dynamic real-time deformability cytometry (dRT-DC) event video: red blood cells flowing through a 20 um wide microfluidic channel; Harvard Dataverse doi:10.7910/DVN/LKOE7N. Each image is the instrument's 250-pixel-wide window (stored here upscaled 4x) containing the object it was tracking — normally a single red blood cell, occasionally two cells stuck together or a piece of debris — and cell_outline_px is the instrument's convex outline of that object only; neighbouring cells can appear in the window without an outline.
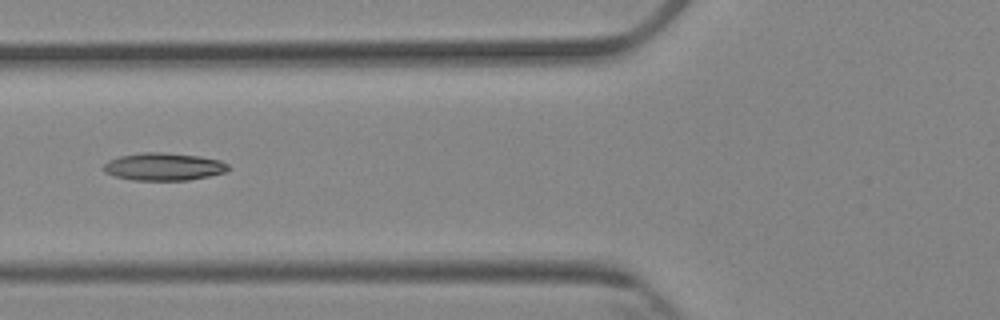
{"species": "Egyptian fruit bat (a non-hibernating species)", "species_latin": "Rousettus aegyptiacus", "temperature_condition": "cold", "stored_images_in_passage": 6, "camera_frame_rate_fps": 3000, "um_per_image_px": 0.085, "animal": {"sex": "female"}, "frame": {"image": 1, "passage_image": 5, "time_ms": 5.667, "image_size_px": [1000, 320], "cell_outline_px": [[232, 168], [224, 172], [208, 176], [188, 180], [132, 180], [116, 176], [104, 172], [100, 168], [108, 160], [120, 156], [140, 152], [160, 152], [200, 156], [220, 160], [228, 164]], "centroid_in_image_um": [13.89, 14.16], "position_along_channel_um": 111.9, "area_um2": 20.17}}
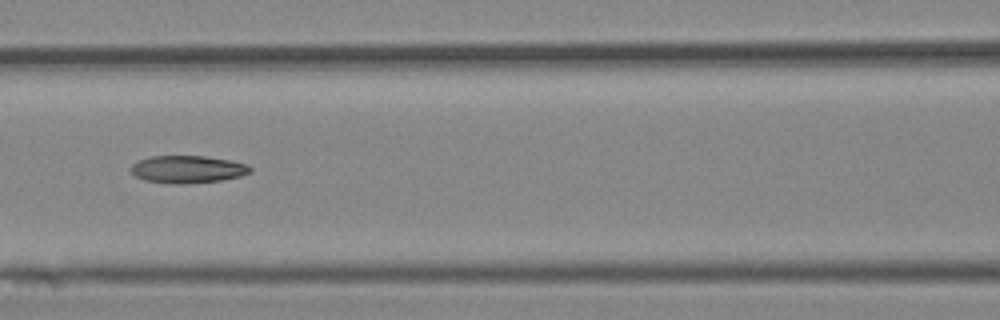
{"frame": {"image": 2, "passage_image": 6, "time_ms": 6.667, "image_size_px": [1000, 320], "cell_outline_px": [[252, 172], [240, 176], [220, 180], [188, 184], [176, 184], [144, 180], [136, 176], [128, 168], [132, 164], [140, 160], [152, 156], [204, 156], [232, 160], [248, 164], [252, 168]], "centroid_in_image_um": [15.97, 14.39], "position_along_channel_um": 150.6, "area_um2": 19.19}}